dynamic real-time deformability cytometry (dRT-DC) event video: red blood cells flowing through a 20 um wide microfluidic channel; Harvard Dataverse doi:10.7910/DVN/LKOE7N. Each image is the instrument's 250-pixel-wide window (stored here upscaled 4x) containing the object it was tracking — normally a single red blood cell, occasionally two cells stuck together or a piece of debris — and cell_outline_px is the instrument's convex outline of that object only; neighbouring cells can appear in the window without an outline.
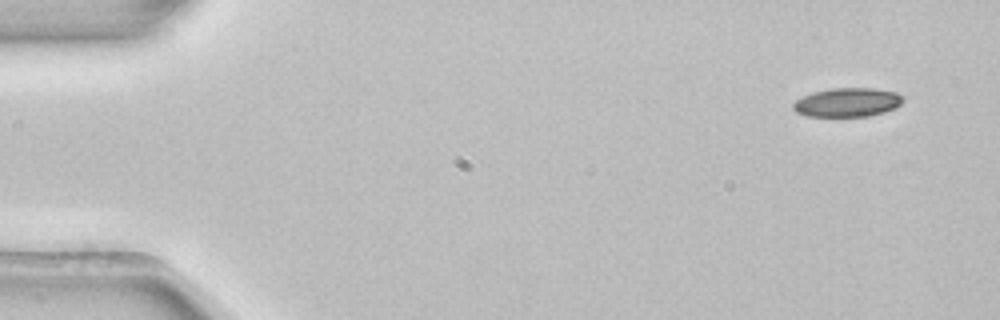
{"species": "common noctule bat (a hibernating species)", "species_latin": "Nyctalus noctula", "temperature_condition": "room temperature", "stored_images_in_passage": 4, "camera_frame_rate_fps": 3000, "um_per_image_px": 0.085, "animal": {"sex": "female", "body_mass_g": 22.7, "forearm_length_mm": 54.2}, "frame": {"image": 1, "passage_image": 1, "time_ms": 0.0, "image_size_px": [1000, 320], "cell_outline_px": [[904, 100], [896, 108], [884, 112], [868, 116], [808, 116], [796, 112], [792, 108], [792, 104], [796, 100], [812, 92], [832, 88], [872, 88], [896, 92], [904, 96]], "centroid_in_image_um": [72.04, 8.7], "position_along_channel_um": 13.0, "area_um2": 18.55}}
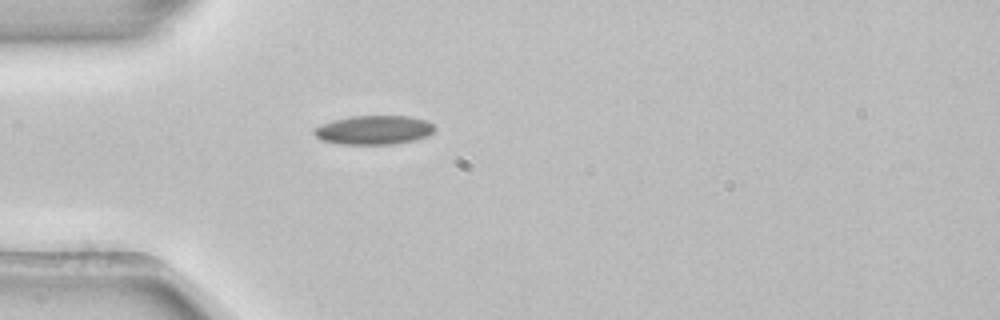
{"frame": {"image": 2, "passage_image": 4, "time_ms": 1.0, "image_size_px": [1000, 320], "cell_outline_px": [[436, 128], [428, 136], [416, 140], [396, 144], [344, 144], [320, 140], [312, 132], [316, 128], [324, 124], [336, 120], [352, 116], [408, 116], [424, 120], [432, 124]], "centroid_in_image_um": [31.82, 11.06], "position_along_channel_um": 53.2, "area_um2": 20.17}}